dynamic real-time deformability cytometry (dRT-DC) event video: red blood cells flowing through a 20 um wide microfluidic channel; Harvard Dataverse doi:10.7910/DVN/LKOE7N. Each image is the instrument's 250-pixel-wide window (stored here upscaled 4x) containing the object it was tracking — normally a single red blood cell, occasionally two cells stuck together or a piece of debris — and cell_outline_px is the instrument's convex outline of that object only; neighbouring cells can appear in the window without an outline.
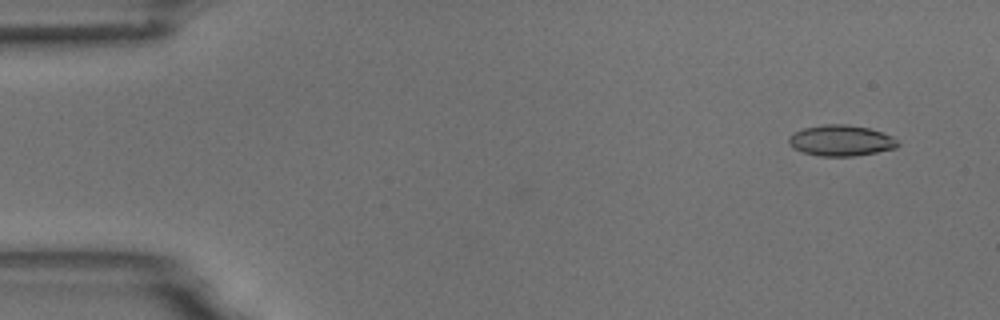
{"species": "common noctule bat (a hibernating species)", "species_latin": "Nyctalus noctula", "temperature_condition": "room temperature", "stored_images_in_passage": 2, "camera_frame_rate_fps": 3000, "um_per_image_px": 0.085, "animal": {"sex": "male", "body_mass_g": 18.8}, "frame": {"image": 1, "passage_image": 2, "time_ms": 0.333, "image_size_px": [1000, 320], "cell_outline_px": [[900, 144], [896, 148], [876, 152], [852, 156], [820, 156], [804, 152], [792, 148], [788, 144], [788, 136], [792, 132], [804, 128], [824, 124], [848, 124], [868, 128], [892, 136]], "centroid_in_image_um": [71.44, 11.94], "position_along_channel_um": 13.6, "area_um2": 19.65}}